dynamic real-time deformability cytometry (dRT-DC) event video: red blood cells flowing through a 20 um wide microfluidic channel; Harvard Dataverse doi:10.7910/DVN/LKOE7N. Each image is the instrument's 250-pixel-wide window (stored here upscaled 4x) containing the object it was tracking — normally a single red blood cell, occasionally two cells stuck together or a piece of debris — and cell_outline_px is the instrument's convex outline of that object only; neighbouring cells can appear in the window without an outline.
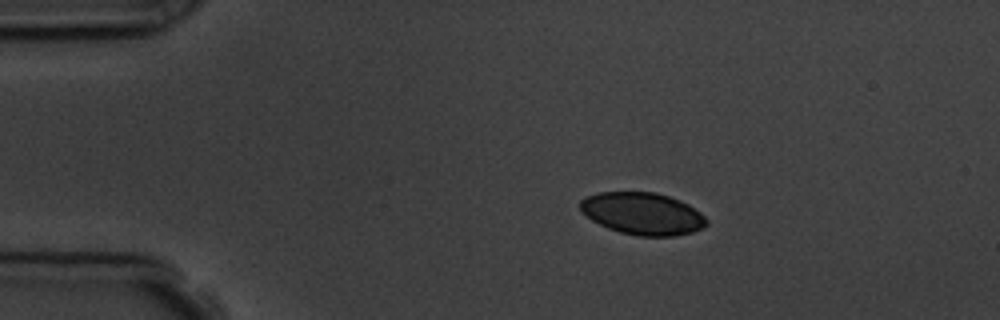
{"species": "common noctule bat (a hibernating species)", "species_latin": "Nyctalus noctula", "temperature_condition": "room temperature", "stored_images_in_passage": 6, "camera_frame_rate_fps": 3000, "um_per_image_px": 0.085, "animal": {"sex": "male", "body_mass_g": 19.5, "forearm_length_mm": 54.6}, "frame": {"image": 1, "passage_image": 2, "time_ms": 2.0, "image_size_px": [1000, 320], "cell_outline_px": [[708, 224], [692, 232], [672, 236], [636, 236], [620, 232], [608, 228], [592, 220], [580, 208], [580, 200], [588, 196], [600, 192], [656, 192], [680, 200], [688, 204], [700, 212], [708, 220]], "centroid_in_image_um": [54.64, 18.15], "position_along_channel_um": 30.4, "area_um2": 30.87}}